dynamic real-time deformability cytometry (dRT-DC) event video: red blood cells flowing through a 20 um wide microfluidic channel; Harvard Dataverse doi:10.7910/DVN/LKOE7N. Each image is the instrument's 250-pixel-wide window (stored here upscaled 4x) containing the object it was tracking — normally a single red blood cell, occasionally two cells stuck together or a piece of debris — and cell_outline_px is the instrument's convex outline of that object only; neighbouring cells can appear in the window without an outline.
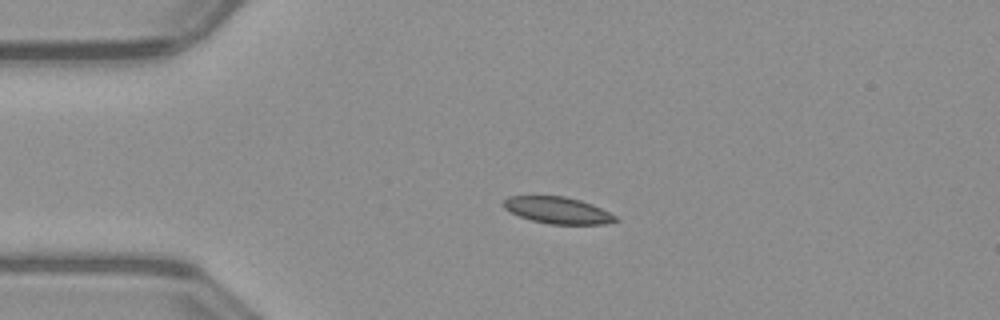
{"species": "common noctule bat (a hibernating species)", "species_latin": "Nyctalus noctula", "temperature_condition": "warm", "stored_images_in_passage": 51, "camera_frame_rate_fps": 3000, "um_per_image_px": 0.085, "animal": {"sex": "male", "body_mass_g": 23.1, "forearm_length_mm": 52.7}, "frame": {"image": 1, "passage_image": 11, "time_ms": 3.333, "image_size_px": [1000, 320], "cell_outline_px": [[620, 220], [604, 224], [548, 224], [532, 220], [520, 216], [504, 208], [500, 204], [508, 196], [564, 196], [580, 200], [592, 204], [616, 216]], "centroid_in_image_um": [47.39, 17.87], "position_along_channel_um": 37.6, "area_um2": 17.34}}
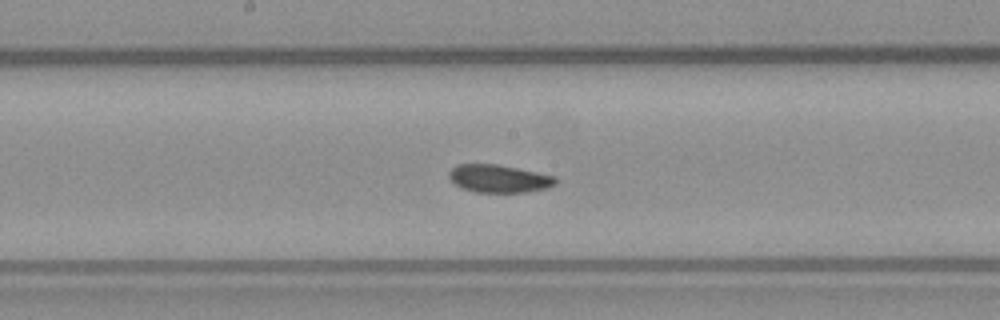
{"frame": {"image": 2, "passage_image": 26, "time_ms": 8.333, "image_size_px": [1000, 320], "cell_outline_px": [[556, 184], [548, 188], [524, 192], [476, 192], [460, 188], [448, 176], [448, 172], [456, 164], [496, 164], [556, 176]], "centroid_in_image_um": [42.39, 15.18], "position_along_channel_um": 205.8, "area_um2": 17.22}}
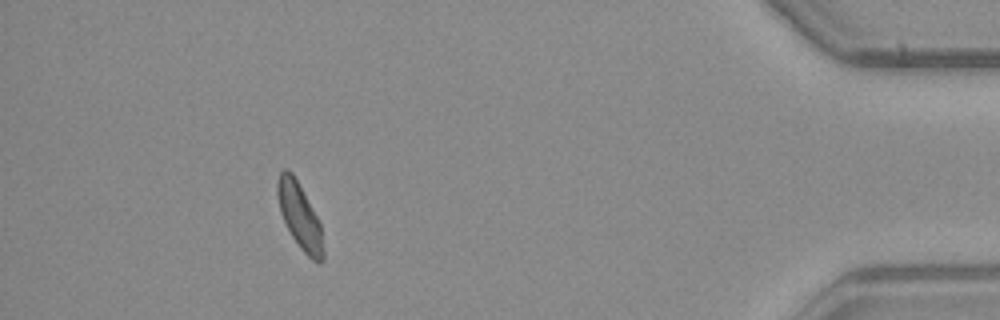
{"frame": {"image": 3, "passage_image": 46, "time_ms": 15.0, "image_size_px": [1000, 320], "cell_outline_px": [[324, 260], [320, 264], [312, 260], [300, 248], [292, 236], [280, 212], [276, 192], [276, 184], [280, 172], [284, 168], [288, 168], [292, 172], [316, 216], [320, 224], [324, 248]], "centroid_in_image_um": [25.46, 18.38], "position_along_channel_um": 409.7, "area_um2": 17.34}, "authors_computed_cell_mechanics": {"area_um2": 17.5134, "velocity_mm_per_s": 3.9959, "shape_relaxation_time_tau1_ms": null, "shape_relaxation_time_tau2_ms": 4.7881, "deformation_change_tau1": null, "deformation_change_tau2": 0.0988}}